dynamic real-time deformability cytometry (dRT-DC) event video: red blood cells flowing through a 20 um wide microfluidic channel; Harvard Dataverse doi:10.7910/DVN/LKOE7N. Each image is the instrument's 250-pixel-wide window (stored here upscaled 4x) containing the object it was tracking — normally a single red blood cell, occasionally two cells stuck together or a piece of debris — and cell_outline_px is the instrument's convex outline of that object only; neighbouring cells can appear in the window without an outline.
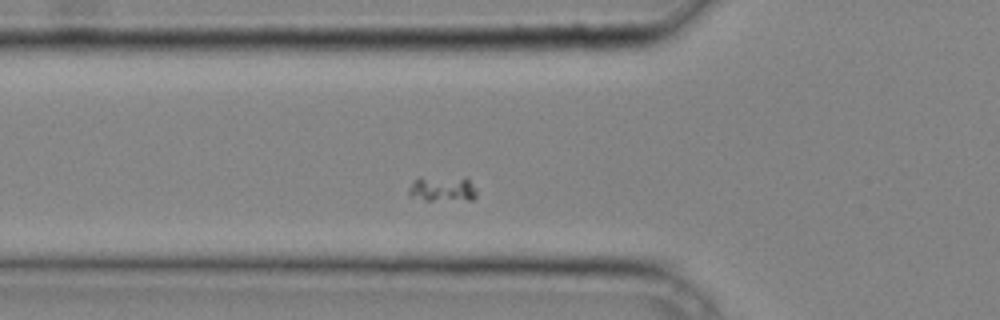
{"species": "common noctule bat (a hibernating species)", "species_latin": "Nyctalus noctula", "temperature_condition": "cold", "stored_images_in_passage": 32, "camera_frame_rate_fps": 3000, "um_per_image_px": 0.085, "animal": {"sex": "male", "body_mass_g": 20.4}, "frame": {"image": 1, "passage_image": 5, "time_ms": 1.333, "image_size_px": [1000, 320], "cell_outline_px": [[476, 196], [472, 200], [424, 200], [408, 196], [408, 188], [420, 176], [464, 176], [468, 180], [476, 192]], "centroid_in_image_um": [37.58, 16.02], "position_along_channel_um": 88.2, "area_um2": 10.35}}
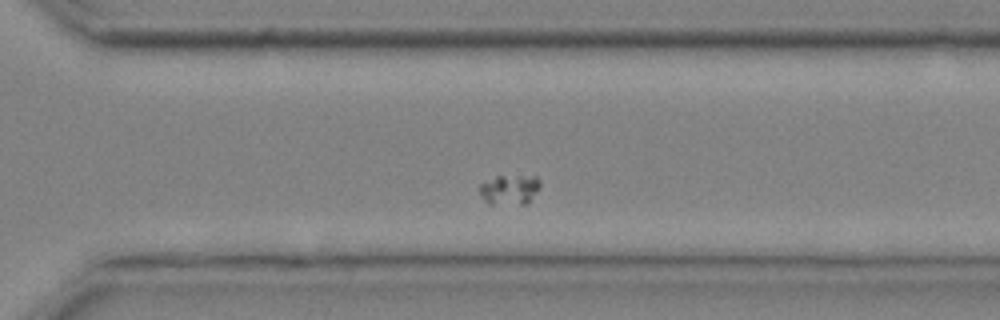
{"frame": {"image": 2, "passage_image": 21, "time_ms": 6.667, "image_size_px": [1000, 320], "cell_outline_px": [[540, 188], [528, 204], [488, 204], [484, 200], [480, 192], [480, 184], [496, 176], [536, 176], [540, 180]], "centroid_in_image_um": [43.35, 16.13], "position_along_channel_um": 327.3, "area_um2": 10.64}}